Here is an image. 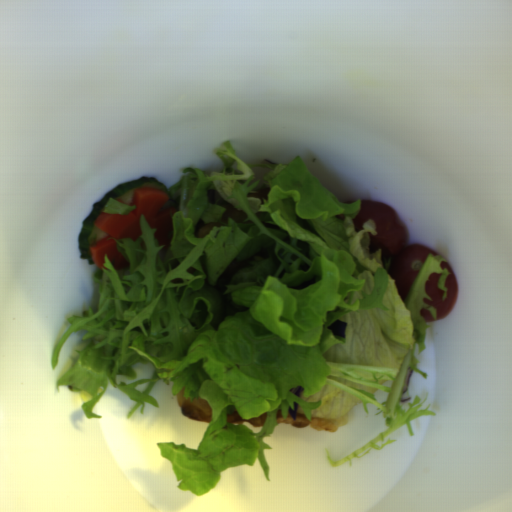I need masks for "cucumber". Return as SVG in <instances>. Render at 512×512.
<instances>
[{"label": "cucumber", "mask_w": 512, "mask_h": 512, "mask_svg": "<svg viewBox=\"0 0 512 512\" xmlns=\"http://www.w3.org/2000/svg\"><path fill=\"white\" fill-rule=\"evenodd\" d=\"M138 188H154L167 193L162 181L149 176H142L112 188L99 201H95L92 204V211L82 220L78 235L79 259H86L87 264L95 266L90 247L105 236H108L96 225L99 214L105 213L106 205L110 199L124 200L127 203H132L134 190Z\"/></svg>", "instance_id": "1"}, {"label": "cucumber", "mask_w": 512, "mask_h": 512, "mask_svg": "<svg viewBox=\"0 0 512 512\" xmlns=\"http://www.w3.org/2000/svg\"><path fill=\"white\" fill-rule=\"evenodd\" d=\"M170 208H175L174 206V203L173 201L169 198L167 200V202L163 205V207L161 208L160 212L161 211H164V210H167V209H170Z\"/></svg>", "instance_id": "2"}]
</instances>
